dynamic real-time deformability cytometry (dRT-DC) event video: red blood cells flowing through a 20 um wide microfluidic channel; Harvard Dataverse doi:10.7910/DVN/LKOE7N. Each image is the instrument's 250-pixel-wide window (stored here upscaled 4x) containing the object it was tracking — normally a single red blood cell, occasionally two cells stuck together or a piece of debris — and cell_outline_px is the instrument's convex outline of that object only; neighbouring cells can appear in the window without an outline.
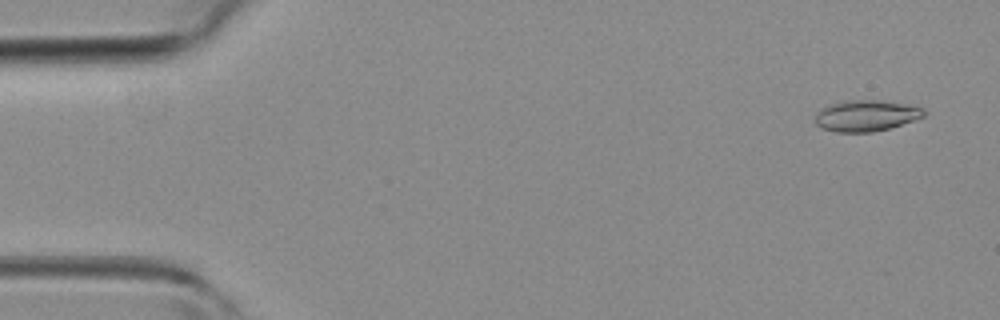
{"species": "common noctule bat (a hibernating species)", "species_latin": "Nyctalus noctula", "temperature_condition": "room temperature", "stored_images_in_passage": 11, "camera_frame_rate_fps": 3000, "um_per_image_px": 0.085, "animal": {"sex": "female", "body_mass_g": 19.3, "forearm_length_mm": 54.1}, "frame": {"image": 1, "passage_image": 2, "time_ms": 0.333, "image_size_px": [1000, 320], "cell_outline_px": [[924, 116], [916, 120], [888, 128], [872, 132], [836, 132], [820, 128], [816, 124], [816, 112], [820, 108], [828, 104], [844, 100], [880, 100], [904, 104], [924, 108]], "centroid_in_image_um": [73.57, 9.83], "position_along_channel_um": 11.4, "area_um2": 19.83}}
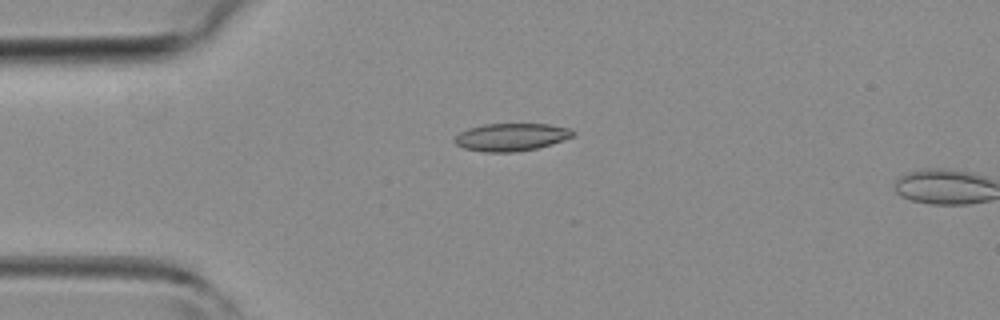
{"frame": {"image": 2, "passage_image": 10, "time_ms": 3.0, "image_size_px": [1000, 320], "cell_outline_px": [[576, 132], [572, 136], [552, 144], [536, 148], [516, 152], [484, 152], [464, 148], [456, 144], [452, 140], [460, 132], [468, 128], [484, 124], [548, 124], [572, 128]], "centroid_in_image_um": [43.45, 11.65], "position_along_channel_um": 41.5, "area_um2": 19.13}}